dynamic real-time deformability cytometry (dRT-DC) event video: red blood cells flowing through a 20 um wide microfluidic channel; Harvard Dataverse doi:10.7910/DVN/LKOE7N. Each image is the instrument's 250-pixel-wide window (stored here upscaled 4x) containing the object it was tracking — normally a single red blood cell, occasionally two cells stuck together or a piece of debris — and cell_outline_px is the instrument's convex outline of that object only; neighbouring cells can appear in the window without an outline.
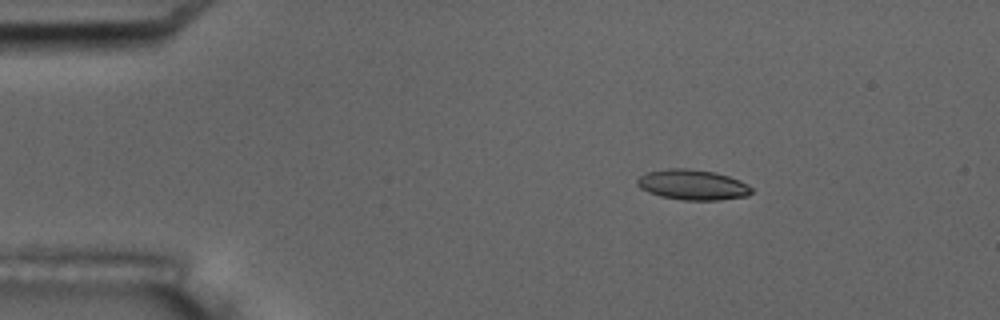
{"species": "common noctule bat (a hibernating species)", "species_latin": "Nyctalus noctula", "temperature_condition": "room temperature", "stored_images_in_passage": 11, "camera_frame_rate_fps": 3000, "um_per_image_px": 0.085, "animal": {"sex": "male", "body_mass_g": 17.5, "forearm_length_mm": 52.3}, "frame": {"image": 1, "passage_image": 1, "time_ms": 0.0, "image_size_px": [1000, 320], "cell_outline_px": [[752, 192], [744, 196], [720, 200], [684, 200], [660, 196], [648, 192], [640, 188], [636, 184], [636, 180], [640, 176], [648, 172], [668, 168], [688, 168], [716, 172], [740, 180], [752, 188]], "centroid_in_image_um": [58.85, 15.7], "position_along_channel_um": 26.2, "area_um2": 20.17}}
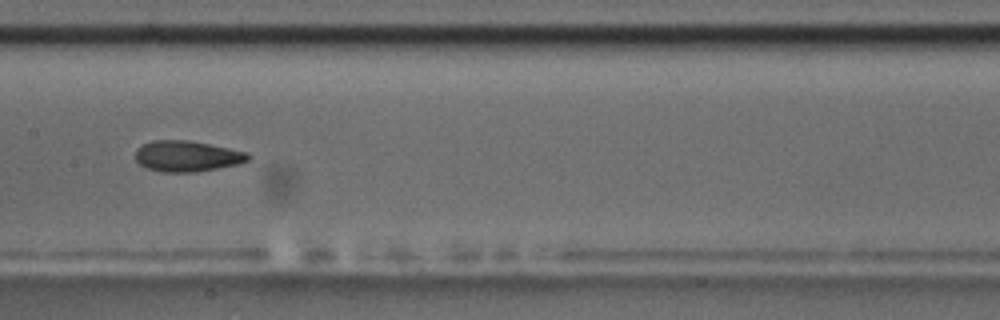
{"frame": {"image": 2, "passage_image": 7, "time_ms": 6.667, "image_size_px": [1000, 320], "cell_outline_px": [[252, 156], [248, 160], [236, 164], [196, 172], [164, 172], [148, 168], [140, 164], [136, 160], [136, 148], [152, 140], [188, 140], [248, 152]], "centroid_in_image_um": [15.89, 13.27], "position_along_channel_um": 191.5, "area_um2": 20.06}}
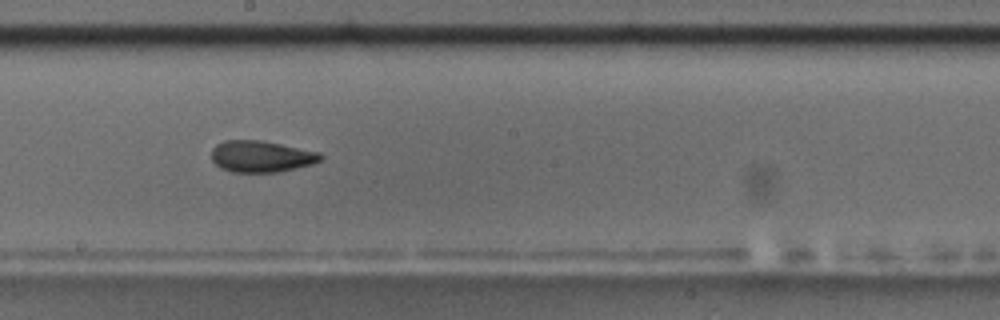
{"frame": {"image": 3, "passage_image": 8, "time_ms": 7.667, "image_size_px": [1000, 320], "cell_outline_px": [[324, 156], [320, 160], [312, 164], [280, 172], [232, 172], [220, 168], [212, 160], [212, 148], [216, 144], [224, 140], [260, 140], [320, 152]], "centroid_in_image_um": [22.19, 13.3], "position_along_channel_um": 226.0, "area_um2": 20.06}}